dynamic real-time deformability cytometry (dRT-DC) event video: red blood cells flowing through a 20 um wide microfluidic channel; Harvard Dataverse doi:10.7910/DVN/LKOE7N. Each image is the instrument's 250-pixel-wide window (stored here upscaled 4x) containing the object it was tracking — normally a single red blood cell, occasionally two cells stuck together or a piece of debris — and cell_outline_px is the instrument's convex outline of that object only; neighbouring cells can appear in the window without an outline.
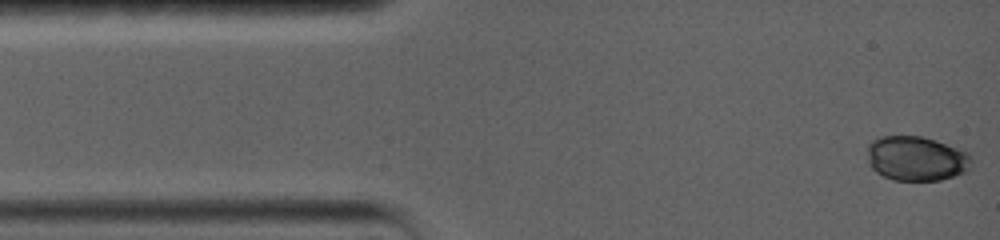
{"species": "common noctule bat (a hibernating species)", "species_latin": "Nyctalus noctula", "temperature_condition": "warm", "stored_images_in_passage": 48, "camera_frame_rate_fps": 5000, "um_per_image_px": 0.085, "animal": {"sex": "female", "body_mass_g": 19.0, "forearm_length_mm": 56.7}, "frame": {"image": 1, "passage_image": 1, "time_ms": 0.0, "image_size_px": [1000, 240], "cell_outline_px": [[972, 160], [968, 168], [964, 172], [940, 180], [892, 180], [876, 172], [868, 164], [868, 144], [872, 140], [880, 136], [920, 136], [936, 140], [968, 152], [972, 156]], "centroid_in_image_um": [77.87, 13.46], "position_along_channel_um": 7.1, "area_um2": 27.11}}
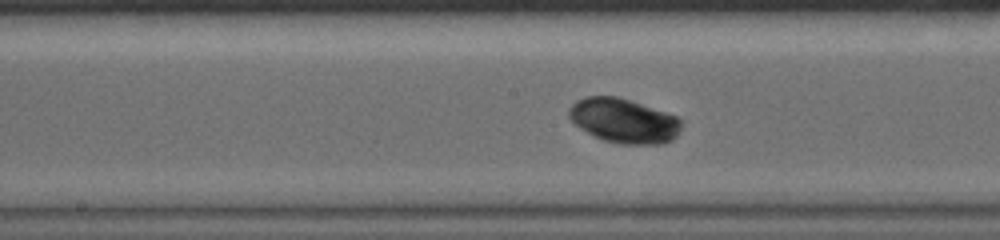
{"frame": {"image": 2, "passage_image": 30, "time_ms": 7.4, "image_size_px": [1000, 240], "cell_outline_px": [[680, 128], [676, 136], [672, 140], [664, 144], [620, 144], [604, 140], [580, 128], [568, 116], [568, 108], [576, 100], [584, 96], [616, 96], [676, 116], [680, 120]], "centroid_in_image_um": [52.99, 10.26], "position_along_channel_um": 195.2, "area_um2": 28.78}}
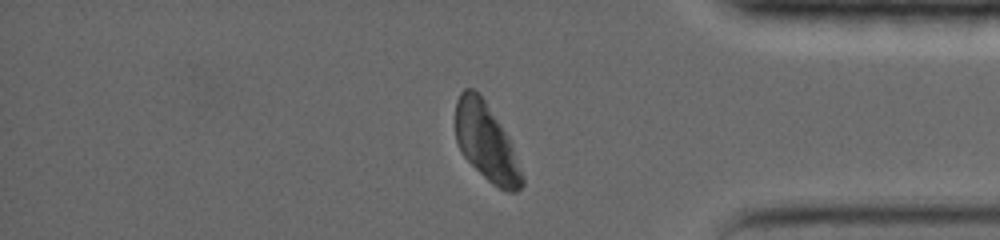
{"frame": {"image": 3, "passage_image": 48, "time_ms": 13.4, "image_size_px": [1000, 240], "cell_outline_px": [[524, 184], [516, 192], [508, 192], [492, 184], [464, 156], [456, 140], [456, 100], [460, 92], [464, 88], [472, 88], [484, 100], [508, 136], [512, 144], [524, 176]], "centroid_in_image_um": [41.35, 12.1], "position_along_channel_um": 393.8, "area_um2": 29.65}, "authors_computed_cell_mechanics": {"area_um2": 27.6573, "velocity_mm_per_s": 3.5749, "shape_relaxation_time_tau1_ms": 0.9977, "shape_relaxation_time_tau2_ms": null, "deformation_change_tau1": 0.0226, "deformation_change_tau2": null}}